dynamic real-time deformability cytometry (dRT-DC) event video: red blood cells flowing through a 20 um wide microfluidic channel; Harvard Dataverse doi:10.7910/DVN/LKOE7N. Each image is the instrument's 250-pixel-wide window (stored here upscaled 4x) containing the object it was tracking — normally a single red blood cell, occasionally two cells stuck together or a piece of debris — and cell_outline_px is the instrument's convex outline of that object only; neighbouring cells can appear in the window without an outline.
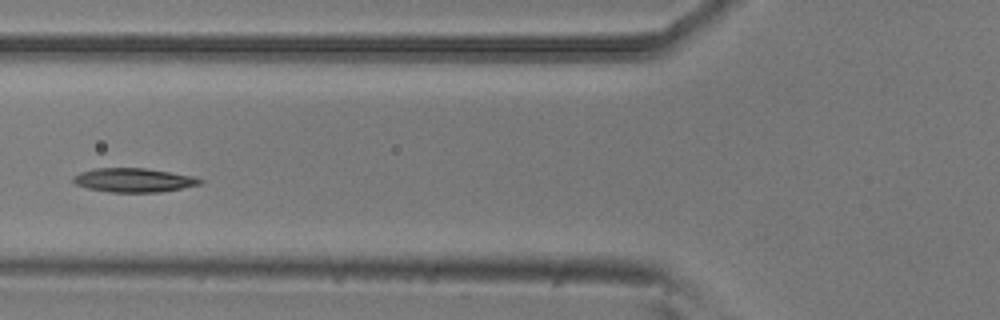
{"species": "common noctule bat (a hibernating species)", "species_latin": "Nyctalus noctula", "temperature_condition": "room temperature", "stored_images_in_passage": 5, "camera_frame_rate_fps": 3000, "um_per_image_px": 0.085, "animal": {"sex": "male", "body_mass_g": 20.5, "forearm_length_mm": 52.5}, "frame": {"image": 1, "passage_image": 5, "time_ms": 1.333, "image_size_px": [1000, 320], "cell_outline_px": [[204, 180], [200, 184], [160, 192], [112, 192], [88, 188], [76, 184], [72, 180], [72, 176], [80, 172], [96, 168], [144, 168], [196, 176]], "centroid_in_image_um": [11.37, 15.3], "position_along_channel_um": 114.4, "area_um2": 17.63}}